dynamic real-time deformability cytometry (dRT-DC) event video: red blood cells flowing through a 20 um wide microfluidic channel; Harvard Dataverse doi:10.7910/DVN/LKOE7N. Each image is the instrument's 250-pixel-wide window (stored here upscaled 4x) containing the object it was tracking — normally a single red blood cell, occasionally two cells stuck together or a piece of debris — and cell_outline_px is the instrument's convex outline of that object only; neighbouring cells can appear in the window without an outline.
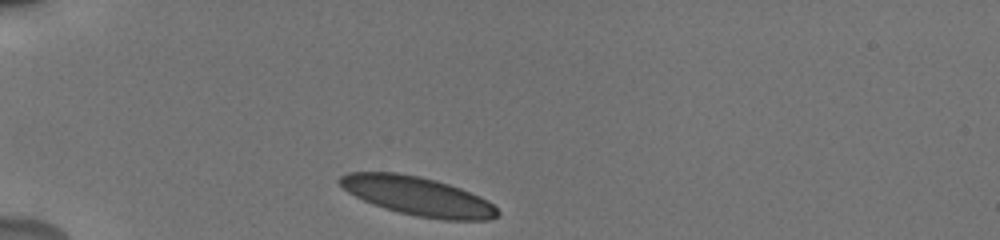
{"species": "human", "species_latin": "Homo sapiens", "temperature_condition": "cold", "stored_images_in_passage": 31, "camera_frame_rate_fps": 3000, "um_per_image_px": 0.085, "donor": {"sex": "male"}, "frame": {"image": 1, "passage_image": 1, "time_ms": 0.0, "image_size_px": [1000, 240], "cell_outline_px": [[500, 212], [496, 216], [488, 220], [444, 220], [416, 216], [384, 208], [372, 204], [348, 192], [336, 180], [340, 176], [348, 172], [396, 172], [420, 176], [436, 180], [460, 188], [480, 196], [488, 200]], "centroid_in_image_um": [35.5, 16.66], "position_along_channel_um": 49.5, "area_um2": 35.6}}
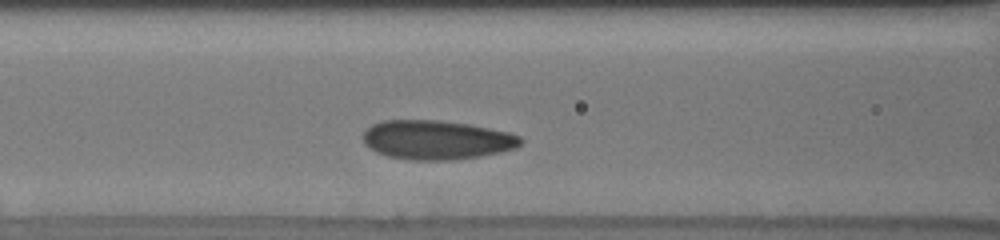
{"frame": {"image": 2, "passage_image": 9, "time_ms": 2.667, "image_size_px": [1000, 240], "cell_outline_px": [[524, 140], [516, 148], [500, 152], [480, 156], [452, 160], [412, 160], [388, 156], [376, 152], [368, 148], [364, 144], [364, 132], [372, 124], [384, 120], [440, 120], [468, 124], [508, 132], [520, 136]], "centroid_in_image_um": [37.11, 11.89], "position_along_channel_um": 129.5, "area_um2": 35.95}}
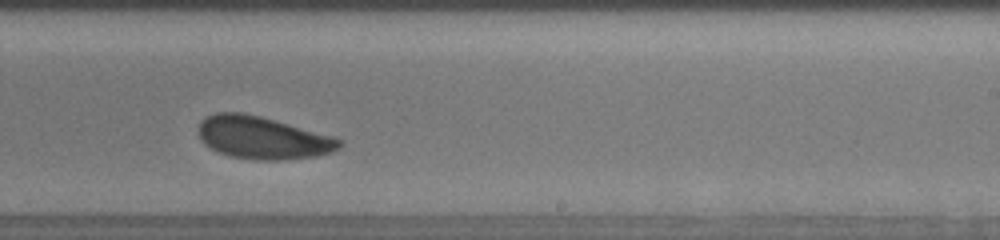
{"frame": {"image": 3, "passage_image": 20, "time_ms": 6.333, "image_size_px": [1000, 240], "cell_outline_px": [[344, 144], [340, 148], [332, 152], [316, 156], [288, 160], [256, 160], [232, 156], [220, 152], [204, 144], [200, 140], [196, 132], [200, 120], [204, 116], [216, 112], [240, 112], [260, 116], [336, 136]], "centroid_in_image_um": [22.32, 11.7], "position_along_channel_um": 266.7, "area_um2": 35.43}, "authors_computed_cell_mechanics": {"area_um2": 35.6048, "velocity_mm_per_s": 3.7541, "shape_relaxation_time_tau1_ms": 2.4711, "shape_relaxation_time_tau2_ms": null, "deformation_change_tau1": 0.0839, "deformation_change_tau2": null}}